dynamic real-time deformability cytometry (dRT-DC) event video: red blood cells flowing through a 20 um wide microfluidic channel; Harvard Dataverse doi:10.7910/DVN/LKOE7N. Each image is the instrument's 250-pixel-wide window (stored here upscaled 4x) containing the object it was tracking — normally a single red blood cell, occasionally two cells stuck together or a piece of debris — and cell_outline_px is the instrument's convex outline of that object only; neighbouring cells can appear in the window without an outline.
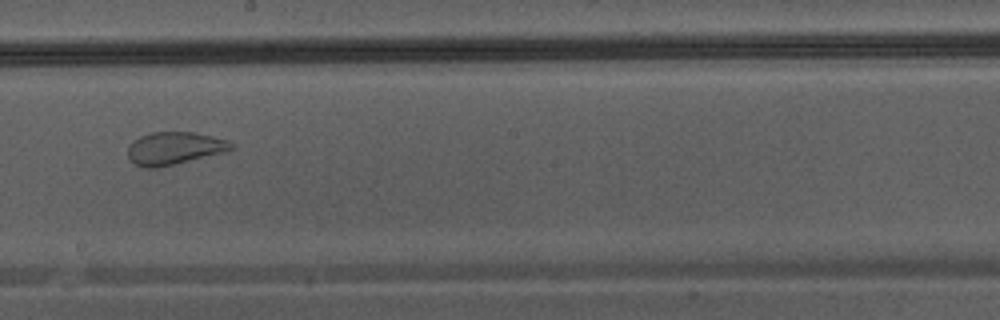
{"species": "Egyptian fruit bat (a non-hibernating species)", "species_latin": "Rousettus aegyptiacus", "temperature_condition": "warm", "stored_images_in_passage": 43, "segment_of_instrument_passage": [2, 2], "camera_frame_rate_fps": 3000, "um_per_image_px": 0.085, "animal": {"sex": "male"}, "frame": {"image": 1, "passage_image": 24, "time_ms": 7.667, "image_size_px": [1000, 320], "cell_outline_px": [[236, 148], [228, 152], [156, 168], [144, 168], [136, 164], [128, 156], [128, 144], [132, 140], [140, 136], [152, 132], [192, 132], [212, 136], [224, 140], [232, 144]], "centroid_in_image_um": [14.82, 12.6], "position_along_channel_um": 233.4, "area_um2": 19.71}}
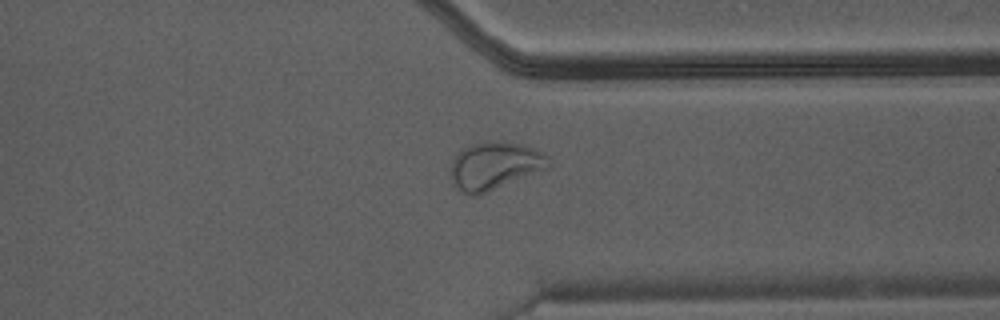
{"frame": {"image": 2, "passage_image": 33, "time_ms": 10.667, "image_size_px": [1000, 320], "cell_outline_px": [[548, 168], [484, 192], [472, 196], [456, 188], [452, 176], [452, 160], [464, 148], [472, 144], [488, 140], [500, 140], [520, 144], [544, 152], [548, 156]], "centroid_in_image_um": [42.06, 14.05], "position_along_channel_um": 369.3, "area_um2": 26.53}}
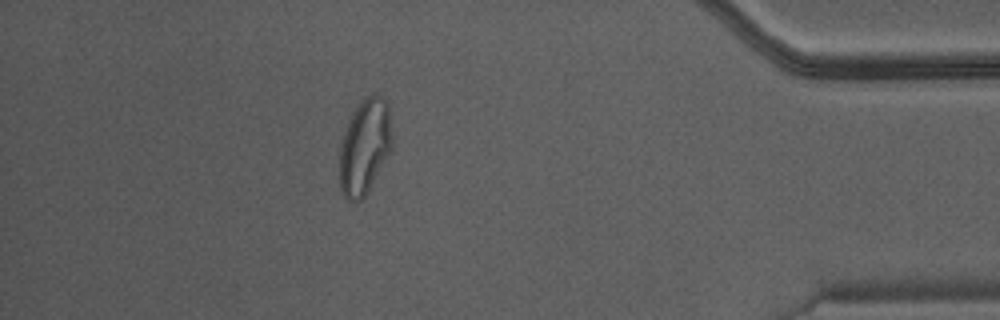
{"frame": {"image": 3, "passage_image": 38, "time_ms": 12.333, "image_size_px": [1000, 320], "cell_outline_px": [[392, 148], [368, 192], [360, 200], [348, 200], [344, 196], [340, 188], [340, 148], [344, 132], [348, 120], [352, 112], [364, 96], [372, 92], [380, 96], [388, 104], [392, 140]], "centroid_in_image_um": [31.0, 12.43], "position_along_channel_um": 404.2, "area_um2": 29.19}}